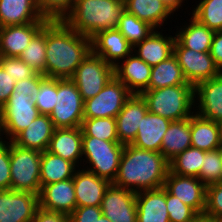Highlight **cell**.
I'll use <instances>...</instances> for the list:
<instances>
[{
	"mask_svg": "<svg viewBox=\"0 0 222 222\" xmlns=\"http://www.w3.org/2000/svg\"><path fill=\"white\" fill-rule=\"evenodd\" d=\"M162 31L164 30L155 29L148 37L133 46L132 53L151 67L173 55L176 36H165Z\"/></svg>",
	"mask_w": 222,
	"mask_h": 222,
	"instance_id": "cell-22",
	"label": "cell"
},
{
	"mask_svg": "<svg viewBox=\"0 0 222 222\" xmlns=\"http://www.w3.org/2000/svg\"><path fill=\"white\" fill-rule=\"evenodd\" d=\"M217 149H218L220 158H221V160H222V144H221Z\"/></svg>",
	"mask_w": 222,
	"mask_h": 222,
	"instance_id": "cell-55",
	"label": "cell"
},
{
	"mask_svg": "<svg viewBox=\"0 0 222 222\" xmlns=\"http://www.w3.org/2000/svg\"><path fill=\"white\" fill-rule=\"evenodd\" d=\"M54 130L49 115L39 114L12 141L18 146L43 152L48 149Z\"/></svg>",
	"mask_w": 222,
	"mask_h": 222,
	"instance_id": "cell-27",
	"label": "cell"
},
{
	"mask_svg": "<svg viewBox=\"0 0 222 222\" xmlns=\"http://www.w3.org/2000/svg\"><path fill=\"white\" fill-rule=\"evenodd\" d=\"M44 78V75L37 73L34 77L20 80L15 84L13 91L18 93H29V96L34 97L39 89L40 82Z\"/></svg>",
	"mask_w": 222,
	"mask_h": 222,
	"instance_id": "cell-48",
	"label": "cell"
},
{
	"mask_svg": "<svg viewBox=\"0 0 222 222\" xmlns=\"http://www.w3.org/2000/svg\"><path fill=\"white\" fill-rule=\"evenodd\" d=\"M57 78L45 77L33 97L40 114L50 115L56 105Z\"/></svg>",
	"mask_w": 222,
	"mask_h": 222,
	"instance_id": "cell-39",
	"label": "cell"
},
{
	"mask_svg": "<svg viewBox=\"0 0 222 222\" xmlns=\"http://www.w3.org/2000/svg\"><path fill=\"white\" fill-rule=\"evenodd\" d=\"M124 146L119 142L82 136L83 166L81 167L113 183L118 173Z\"/></svg>",
	"mask_w": 222,
	"mask_h": 222,
	"instance_id": "cell-5",
	"label": "cell"
},
{
	"mask_svg": "<svg viewBox=\"0 0 222 222\" xmlns=\"http://www.w3.org/2000/svg\"><path fill=\"white\" fill-rule=\"evenodd\" d=\"M124 12L123 0H76L63 21L91 39L101 31L117 28Z\"/></svg>",
	"mask_w": 222,
	"mask_h": 222,
	"instance_id": "cell-3",
	"label": "cell"
},
{
	"mask_svg": "<svg viewBox=\"0 0 222 222\" xmlns=\"http://www.w3.org/2000/svg\"><path fill=\"white\" fill-rule=\"evenodd\" d=\"M152 67L131 53L114 67V76L132 94H141L149 87Z\"/></svg>",
	"mask_w": 222,
	"mask_h": 222,
	"instance_id": "cell-21",
	"label": "cell"
},
{
	"mask_svg": "<svg viewBox=\"0 0 222 222\" xmlns=\"http://www.w3.org/2000/svg\"><path fill=\"white\" fill-rule=\"evenodd\" d=\"M164 188L198 214H204L207 186L194 176H181L168 171Z\"/></svg>",
	"mask_w": 222,
	"mask_h": 222,
	"instance_id": "cell-14",
	"label": "cell"
},
{
	"mask_svg": "<svg viewBox=\"0 0 222 222\" xmlns=\"http://www.w3.org/2000/svg\"><path fill=\"white\" fill-rule=\"evenodd\" d=\"M198 178L206 186L222 182V160L218 149L205 152Z\"/></svg>",
	"mask_w": 222,
	"mask_h": 222,
	"instance_id": "cell-40",
	"label": "cell"
},
{
	"mask_svg": "<svg viewBox=\"0 0 222 222\" xmlns=\"http://www.w3.org/2000/svg\"><path fill=\"white\" fill-rule=\"evenodd\" d=\"M39 114L35 101L29 93L13 91L0 109V139L12 141Z\"/></svg>",
	"mask_w": 222,
	"mask_h": 222,
	"instance_id": "cell-7",
	"label": "cell"
},
{
	"mask_svg": "<svg viewBox=\"0 0 222 222\" xmlns=\"http://www.w3.org/2000/svg\"><path fill=\"white\" fill-rule=\"evenodd\" d=\"M166 206L170 222H192L198 213L166 190Z\"/></svg>",
	"mask_w": 222,
	"mask_h": 222,
	"instance_id": "cell-42",
	"label": "cell"
},
{
	"mask_svg": "<svg viewBox=\"0 0 222 222\" xmlns=\"http://www.w3.org/2000/svg\"><path fill=\"white\" fill-rule=\"evenodd\" d=\"M173 55L177 58L185 79L194 87L222 73L210 52H197L185 48L177 39L174 43Z\"/></svg>",
	"mask_w": 222,
	"mask_h": 222,
	"instance_id": "cell-11",
	"label": "cell"
},
{
	"mask_svg": "<svg viewBox=\"0 0 222 222\" xmlns=\"http://www.w3.org/2000/svg\"><path fill=\"white\" fill-rule=\"evenodd\" d=\"M101 215L100 206L76 207L69 219L70 222H96Z\"/></svg>",
	"mask_w": 222,
	"mask_h": 222,
	"instance_id": "cell-46",
	"label": "cell"
},
{
	"mask_svg": "<svg viewBox=\"0 0 222 222\" xmlns=\"http://www.w3.org/2000/svg\"><path fill=\"white\" fill-rule=\"evenodd\" d=\"M187 21L189 23L185 21L184 25H180V29L177 28L176 32H174L176 39L185 48L193 49L197 52H210L215 31L200 23L193 16H190Z\"/></svg>",
	"mask_w": 222,
	"mask_h": 222,
	"instance_id": "cell-29",
	"label": "cell"
},
{
	"mask_svg": "<svg viewBox=\"0 0 222 222\" xmlns=\"http://www.w3.org/2000/svg\"><path fill=\"white\" fill-rule=\"evenodd\" d=\"M39 196L29 191L0 190V222H32Z\"/></svg>",
	"mask_w": 222,
	"mask_h": 222,
	"instance_id": "cell-12",
	"label": "cell"
},
{
	"mask_svg": "<svg viewBox=\"0 0 222 222\" xmlns=\"http://www.w3.org/2000/svg\"><path fill=\"white\" fill-rule=\"evenodd\" d=\"M46 24L32 38L28 46L19 56L28 66L37 73L45 76L46 64Z\"/></svg>",
	"mask_w": 222,
	"mask_h": 222,
	"instance_id": "cell-35",
	"label": "cell"
},
{
	"mask_svg": "<svg viewBox=\"0 0 222 222\" xmlns=\"http://www.w3.org/2000/svg\"><path fill=\"white\" fill-rule=\"evenodd\" d=\"M123 2L127 13L135 15L155 29H163V24L167 25V20L174 17V13L162 0H123Z\"/></svg>",
	"mask_w": 222,
	"mask_h": 222,
	"instance_id": "cell-28",
	"label": "cell"
},
{
	"mask_svg": "<svg viewBox=\"0 0 222 222\" xmlns=\"http://www.w3.org/2000/svg\"><path fill=\"white\" fill-rule=\"evenodd\" d=\"M41 153L10 141L11 190L29 191L39 195Z\"/></svg>",
	"mask_w": 222,
	"mask_h": 222,
	"instance_id": "cell-6",
	"label": "cell"
},
{
	"mask_svg": "<svg viewBox=\"0 0 222 222\" xmlns=\"http://www.w3.org/2000/svg\"><path fill=\"white\" fill-rule=\"evenodd\" d=\"M47 151L72 162L77 168L82 165V130L75 128H55Z\"/></svg>",
	"mask_w": 222,
	"mask_h": 222,
	"instance_id": "cell-23",
	"label": "cell"
},
{
	"mask_svg": "<svg viewBox=\"0 0 222 222\" xmlns=\"http://www.w3.org/2000/svg\"><path fill=\"white\" fill-rule=\"evenodd\" d=\"M189 147H191L190 118L172 121L163 137L161 154L170 161Z\"/></svg>",
	"mask_w": 222,
	"mask_h": 222,
	"instance_id": "cell-31",
	"label": "cell"
},
{
	"mask_svg": "<svg viewBox=\"0 0 222 222\" xmlns=\"http://www.w3.org/2000/svg\"><path fill=\"white\" fill-rule=\"evenodd\" d=\"M101 211L111 222H137L136 192L113 183L107 188Z\"/></svg>",
	"mask_w": 222,
	"mask_h": 222,
	"instance_id": "cell-13",
	"label": "cell"
},
{
	"mask_svg": "<svg viewBox=\"0 0 222 222\" xmlns=\"http://www.w3.org/2000/svg\"><path fill=\"white\" fill-rule=\"evenodd\" d=\"M76 0H37L38 9L49 21L63 20L72 10Z\"/></svg>",
	"mask_w": 222,
	"mask_h": 222,
	"instance_id": "cell-41",
	"label": "cell"
},
{
	"mask_svg": "<svg viewBox=\"0 0 222 222\" xmlns=\"http://www.w3.org/2000/svg\"><path fill=\"white\" fill-rule=\"evenodd\" d=\"M131 95L114 76L95 97L84 101V118H115Z\"/></svg>",
	"mask_w": 222,
	"mask_h": 222,
	"instance_id": "cell-10",
	"label": "cell"
},
{
	"mask_svg": "<svg viewBox=\"0 0 222 222\" xmlns=\"http://www.w3.org/2000/svg\"><path fill=\"white\" fill-rule=\"evenodd\" d=\"M47 22L0 27V56L19 57Z\"/></svg>",
	"mask_w": 222,
	"mask_h": 222,
	"instance_id": "cell-19",
	"label": "cell"
},
{
	"mask_svg": "<svg viewBox=\"0 0 222 222\" xmlns=\"http://www.w3.org/2000/svg\"><path fill=\"white\" fill-rule=\"evenodd\" d=\"M172 121L147 112L131 145L144 150L160 152L163 137Z\"/></svg>",
	"mask_w": 222,
	"mask_h": 222,
	"instance_id": "cell-26",
	"label": "cell"
},
{
	"mask_svg": "<svg viewBox=\"0 0 222 222\" xmlns=\"http://www.w3.org/2000/svg\"><path fill=\"white\" fill-rule=\"evenodd\" d=\"M15 79L0 65V109L7 102L14 90Z\"/></svg>",
	"mask_w": 222,
	"mask_h": 222,
	"instance_id": "cell-47",
	"label": "cell"
},
{
	"mask_svg": "<svg viewBox=\"0 0 222 222\" xmlns=\"http://www.w3.org/2000/svg\"><path fill=\"white\" fill-rule=\"evenodd\" d=\"M169 161L161 152L124 146L118 173L113 184L134 192L164 187Z\"/></svg>",
	"mask_w": 222,
	"mask_h": 222,
	"instance_id": "cell-2",
	"label": "cell"
},
{
	"mask_svg": "<svg viewBox=\"0 0 222 222\" xmlns=\"http://www.w3.org/2000/svg\"><path fill=\"white\" fill-rule=\"evenodd\" d=\"M91 51V39L71 29L63 20L46 23L45 77L71 78Z\"/></svg>",
	"mask_w": 222,
	"mask_h": 222,
	"instance_id": "cell-1",
	"label": "cell"
},
{
	"mask_svg": "<svg viewBox=\"0 0 222 222\" xmlns=\"http://www.w3.org/2000/svg\"><path fill=\"white\" fill-rule=\"evenodd\" d=\"M77 167L70 161L45 150L41 153L40 183L48 185L73 178Z\"/></svg>",
	"mask_w": 222,
	"mask_h": 222,
	"instance_id": "cell-32",
	"label": "cell"
},
{
	"mask_svg": "<svg viewBox=\"0 0 222 222\" xmlns=\"http://www.w3.org/2000/svg\"><path fill=\"white\" fill-rule=\"evenodd\" d=\"M96 222H111V221L102 214Z\"/></svg>",
	"mask_w": 222,
	"mask_h": 222,
	"instance_id": "cell-53",
	"label": "cell"
},
{
	"mask_svg": "<svg viewBox=\"0 0 222 222\" xmlns=\"http://www.w3.org/2000/svg\"><path fill=\"white\" fill-rule=\"evenodd\" d=\"M148 112L180 121L195 113L194 86L176 85L160 89H146L141 93Z\"/></svg>",
	"mask_w": 222,
	"mask_h": 222,
	"instance_id": "cell-4",
	"label": "cell"
},
{
	"mask_svg": "<svg viewBox=\"0 0 222 222\" xmlns=\"http://www.w3.org/2000/svg\"><path fill=\"white\" fill-rule=\"evenodd\" d=\"M117 29L132 46L141 42L155 30L147 22L126 11L122 14Z\"/></svg>",
	"mask_w": 222,
	"mask_h": 222,
	"instance_id": "cell-37",
	"label": "cell"
},
{
	"mask_svg": "<svg viewBox=\"0 0 222 222\" xmlns=\"http://www.w3.org/2000/svg\"><path fill=\"white\" fill-rule=\"evenodd\" d=\"M192 222H221L213 217L207 216L205 214H198L197 217Z\"/></svg>",
	"mask_w": 222,
	"mask_h": 222,
	"instance_id": "cell-52",
	"label": "cell"
},
{
	"mask_svg": "<svg viewBox=\"0 0 222 222\" xmlns=\"http://www.w3.org/2000/svg\"><path fill=\"white\" fill-rule=\"evenodd\" d=\"M91 49L94 54L115 67L132 53L133 46L115 28L94 35L91 38Z\"/></svg>",
	"mask_w": 222,
	"mask_h": 222,
	"instance_id": "cell-18",
	"label": "cell"
},
{
	"mask_svg": "<svg viewBox=\"0 0 222 222\" xmlns=\"http://www.w3.org/2000/svg\"><path fill=\"white\" fill-rule=\"evenodd\" d=\"M32 222H70L69 216L39 208Z\"/></svg>",
	"mask_w": 222,
	"mask_h": 222,
	"instance_id": "cell-49",
	"label": "cell"
},
{
	"mask_svg": "<svg viewBox=\"0 0 222 222\" xmlns=\"http://www.w3.org/2000/svg\"><path fill=\"white\" fill-rule=\"evenodd\" d=\"M194 101L196 114L214 122H220L222 120V73L198 83L194 87Z\"/></svg>",
	"mask_w": 222,
	"mask_h": 222,
	"instance_id": "cell-16",
	"label": "cell"
},
{
	"mask_svg": "<svg viewBox=\"0 0 222 222\" xmlns=\"http://www.w3.org/2000/svg\"><path fill=\"white\" fill-rule=\"evenodd\" d=\"M10 189V141L0 139V190Z\"/></svg>",
	"mask_w": 222,
	"mask_h": 222,
	"instance_id": "cell-45",
	"label": "cell"
},
{
	"mask_svg": "<svg viewBox=\"0 0 222 222\" xmlns=\"http://www.w3.org/2000/svg\"><path fill=\"white\" fill-rule=\"evenodd\" d=\"M81 130L82 136L97 137L109 142H119L115 118H84Z\"/></svg>",
	"mask_w": 222,
	"mask_h": 222,
	"instance_id": "cell-38",
	"label": "cell"
},
{
	"mask_svg": "<svg viewBox=\"0 0 222 222\" xmlns=\"http://www.w3.org/2000/svg\"><path fill=\"white\" fill-rule=\"evenodd\" d=\"M210 55L214 59L215 64L222 71V31H215L210 48Z\"/></svg>",
	"mask_w": 222,
	"mask_h": 222,
	"instance_id": "cell-50",
	"label": "cell"
},
{
	"mask_svg": "<svg viewBox=\"0 0 222 222\" xmlns=\"http://www.w3.org/2000/svg\"><path fill=\"white\" fill-rule=\"evenodd\" d=\"M218 126H219L220 138L222 141V120L220 122H218Z\"/></svg>",
	"mask_w": 222,
	"mask_h": 222,
	"instance_id": "cell-54",
	"label": "cell"
},
{
	"mask_svg": "<svg viewBox=\"0 0 222 222\" xmlns=\"http://www.w3.org/2000/svg\"><path fill=\"white\" fill-rule=\"evenodd\" d=\"M148 108L141 94H132L125 102L122 110L115 117L119 143L131 144L136 135L142 118Z\"/></svg>",
	"mask_w": 222,
	"mask_h": 222,
	"instance_id": "cell-17",
	"label": "cell"
},
{
	"mask_svg": "<svg viewBox=\"0 0 222 222\" xmlns=\"http://www.w3.org/2000/svg\"><path fill=\"white\" fill-rule=\"evenodd\" d=\"M166 5L167 7L174 13V12H177L179 10V8H183L182 6H186L185 4H182V3H185V1L187 0H162Z\"/></svg>",
	"mask_w": 222,
	"mask_h": 222,
	"instance_id": "cell-51",
	"label": "cell"
},
{
	"mask_svg": "<svg viewBox=\"0 0 222 222\" xmlns=\"http://www.w3.org/2000/svg\"><path fill=\"white\" fill-rule=\"evenodd\" d=\"M0 65L6 72L15 79L17 83L20 80H25L29 77H34L37 72L28 66L19 57L0 56Z\"/></svg>",
	"mask_w": 222,
	"mask_h": 222,
	"instance_id": "cell-43",
	"label": "cell"
},
{
	"mask_svg": "<svg viewBox=\"0 0 222 222\" xmlns=\"http://www.w3.org/2000/svg\"><path fill=\"white\" fill-rule=\"evenodd\" d=\"M206 151L189 147L169 161V171L181 176L198 177Z\"/></svg>",
	"mask_w": 222,
	"mask_h": 222,
	"instance_id": "cell-34",
	"label": "cell"
},
{
	"mask_svg": "<svg viewBox=\"0 0 222 222\" xmlns=\"http://www.w3.org/2000/svg\"><path fill=\"white\" fill-rule=\"evenodd\" d=\"M49 117L55 128L81 127L84 119V101L70 78H57L56 105Z\"/></svg>",
	"mask_w": 222,
	"mask_h": 222,
	"instance_id": "cell-8",
	"label": "cell"
},
{
	"mask_svg": "<svg viewBox=\"0 0 222 222\" xmlns=\"http://www.w3.org/2000/svg\"><path fill=\"white\" fill-rule=\"evenodd\" d=\"M137 222H170L166 206V189L136 192Z\"/></svg>",
	"mask_w": 222,
	"mask_h": 222,
	"instance_id": "cell-24",
	"label": "cell"
},
{
	"mask_svg": "<svg viewBox=\"0 0 222 222\" xmlns=\"http://www.w3.org/2000/svg\"><path fill=\"white\" fill-rule=\"evenodd\" d=\"M191 146L203 151L216 150L221 144L217 122L194 113L190 117Z\"/></svg>",
	"mask_w": 222,
	"mask_h": 222,
	"instance_id": "cell-30",
	"label": "cell"
},
{
	"mask_svg": "<svg viewBox=\"0 0 222 222\" xmlns=\"http://www.w3.org/2000/svg\"><path fill=\"white\" fill-rule=\"evenodd\" d=\"M113 77L114 66L91 51L70 79L86 101L95 97Z\"/></svg>",
	"mask_w": 222,
	"mask_h": 222,
	"instance_id": "cell-9",
	"label": "cell"
},
{
	"mask_svg": "<svg viewBox=\"0 0 222 222\" xmlns=\"http://www.w3.org/2000/svg\"><path fill=\"white\" fill-rule=\"evenodd\" d=\"M39 208L69 216L77 207L73 178L43 185L39 193Z\"/></svg>",
	"mask_w": 222,
	"mask_h": 222,
	"instance_id": "cell-15",
	"label": "cell"
},
{
	"mask_svg": "<svg viewBox=\"0 0 222 222\" xmlns=\"http://www.w3.org/2000/svg\"><path fill=\"white\" fill-rule=\"evenodd\" d=\"M49 21L38 9L37 0H0V27Z\"/></svg>",
	"mask_w": 222,
	"mask_h": 222,
	"instance_id": "cell-25",
	"label": "cell"
},
{
	"mask_svg": "<svg viewBox=\"0 0 222 222\" xmlns=\"http://www.w3.org/2000/svg\"><path fill=\"white\" fill-rule=\"evenodd\" d=\"M176 85H191L185 79L177 58L172 55L167 60L152 66L147 89H160Z\"/></svg>",
	"mask_w": 222,
	"mask_h": 222,
	"instance_id": "cell-33",
	"label": "cell"
},
{
	"mask_svg": "<svg viewBox=\"0 0 222 222\" xmlns=\"http://www.w3.org/2000/svg\"><path fill=\"white\" fill-rule=\"evenodd\" d=\"M197 2H199L197 4ZM192 15L200 23L213 31H222V0H199Z\"/></svg>",
	"mask_w": 222,
	"mask_h": 222,
	"instance_id": "cell-36",
	"label": "cell"
},
{
	"mask_svg": "<svg viewBox=\"0 0 222 222\" xmlns=\"http://www.w3.org/2000/svg\"><path fill=\"white\" fill-rule=\"evenodd\" d=\"M204 214L222 222V182L207 186Z\"/></svg>",
	"mask_w": 222,
	"mask_h": 222,
	"instance_id": "cell-44",
	"label": "cell"
},
{
	"mask_svg": "<svg viewBox=\"0 0 222 222\" xmlns=\"http://www.w3.org/2000/svg\"><path fill=\"white\" fill-rule=\"evenodd\" d=\"M73 183L77 207L101 206L103 196L111 184L109 180L81 167L76 169Z\"/></svg>",
	"mask_w": 222,
	"mask_h": 222,
	"instance_id": "cell-20",
	"label": "cell"
}]
</instances>
